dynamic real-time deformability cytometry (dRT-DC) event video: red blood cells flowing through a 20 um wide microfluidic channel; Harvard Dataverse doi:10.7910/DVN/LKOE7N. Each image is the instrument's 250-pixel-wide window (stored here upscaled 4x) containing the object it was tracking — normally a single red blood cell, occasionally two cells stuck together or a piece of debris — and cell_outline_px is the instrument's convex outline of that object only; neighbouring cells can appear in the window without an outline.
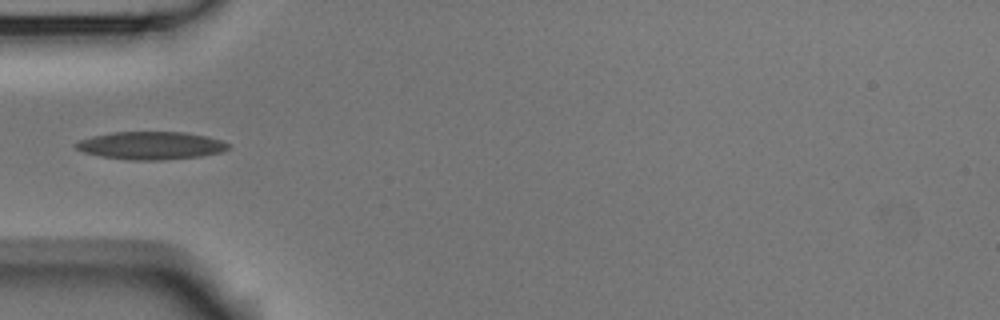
{"species": "Egyptian fruit bat (a non-hibernating species)", "species_latin": "Rousettus aegyptiacus", "temperature_condition": "room temperature", "stored_images_in_passage": 4, "camera_frame_rate_fps": 3000, "um_per_image_px": 0.085, "animal": {"sex": "male"}, "frame": {"image": 1, "passage_image": 4, "time_ms": 1.0, "image_size_px": [1000, 320], "cell_outline_px": [[228, 148], [220, 152], [200, 156], [160, 160], [128, 160], [100, 156], [84, 152], [76, 148], [72, 144], [80, 140], [92, 136], [112, 132], [184, 132], [204, 136], [220, 140], [228, 144]], "centroid_in_image_um": [12.76, 12.37], "position_along_channel_um": 72.2, "area_um2": 24.51}}